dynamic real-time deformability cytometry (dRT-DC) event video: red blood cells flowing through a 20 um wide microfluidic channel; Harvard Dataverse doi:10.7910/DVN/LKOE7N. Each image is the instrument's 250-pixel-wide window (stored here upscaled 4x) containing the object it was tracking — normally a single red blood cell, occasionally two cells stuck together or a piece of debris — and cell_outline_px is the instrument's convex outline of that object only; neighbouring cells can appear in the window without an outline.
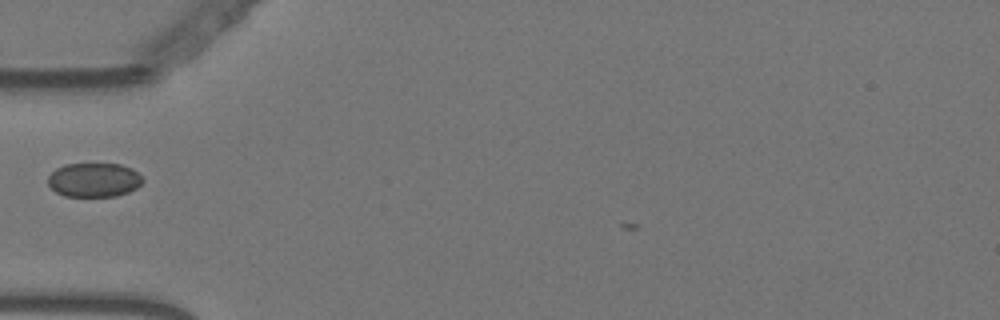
{"species": "Egyptian fruit bat (a non-hibernating species)", "species_latin": "Rousettus aegyptiacus", "temperature_condition": "warm", "stored_images_in_passage": 33, "camera_frame_rate_fps": 3000, "um_per_image_px": 0.085, "animal": {"sex": "female"}, "frame": {"image": 1, "passage_image": 1, "time_ms": 0.0, "image_size_px": [1000, 320], "cell_outline_px": [[144, 180], [136, 188], [128, 192], [116, 196], [64, 196], [56, 192], [48, 184], [48, 176], [56, 168], [64, 164], [120, 164], [132, 168]], "centroid_in_image_um": [7.97, 15.29], "position_along_channel_um": 77.0, "area_um2": 18.79}}
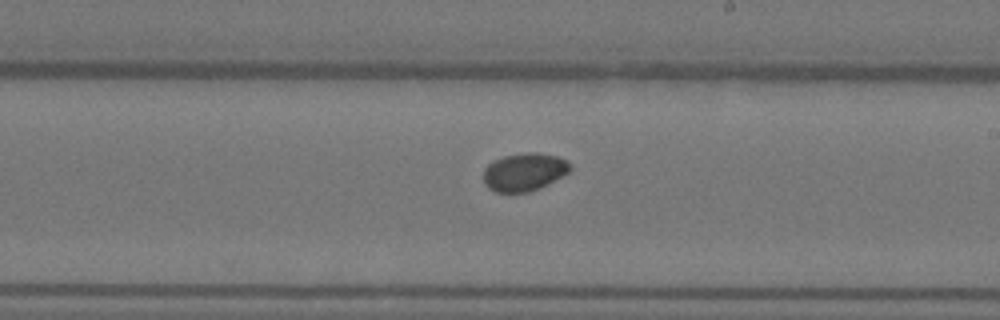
{"frame": {"image": 2, "passage_image": 15, "time_ms": 4.667, "image_size_px": [1000, 320], "cell_outline_px": [[572, 168], [568, 172], [548, 184], [540, 188], [528, 192], [496, 192], [488, 188], [484, 184], [484, 168], [492, 160], [504, 156], [524, 152], [536, 152], [556, 156], [568, 160]], "centroid_in_image_um": [44.55, 14.61], "position_along_channel_um": 244.5, "area_um2": 19.31}}
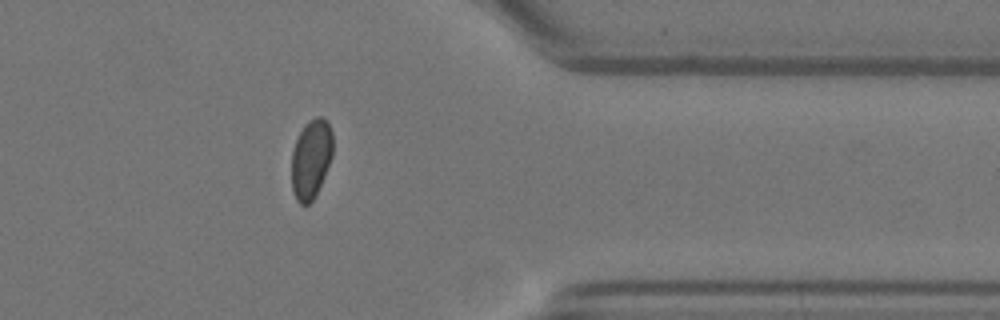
{"frame": {"image": 3, "passage_image": 28, "time_ms": 9.0, "image_size_px": [1000, 320], "cell_outline_px": [[332, 156], [324, 176], [312, 200], [308, 204], [300, 204], [296, 200], [292, 188], [292, 152], [296, 140], [304, 124], [308, 120], [316, 116], [320, 116], [328, 124], [332, 132]], "centroid_in_image_um": [26.43, 13.48], "position_along_channel_um": 385.0, "area_um2": 18.79}}